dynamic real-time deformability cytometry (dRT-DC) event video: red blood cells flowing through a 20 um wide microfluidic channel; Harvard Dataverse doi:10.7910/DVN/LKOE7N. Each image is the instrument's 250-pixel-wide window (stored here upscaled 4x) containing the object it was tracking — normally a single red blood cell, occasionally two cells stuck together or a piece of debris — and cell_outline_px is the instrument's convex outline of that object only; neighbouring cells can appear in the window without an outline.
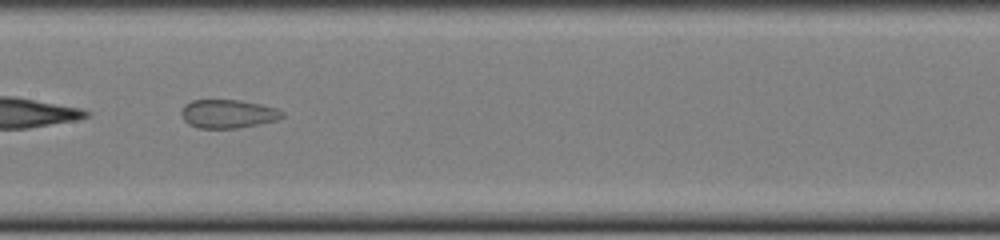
{"species": "common noctule bat (a hibernating species)", "species_latin": "Nyctalus noctula", "temperature_condition": "cold", "stored_images_in_passage": 35, "camera_frame_rate_fps": 3000, "um_per_image_px": 0.085, "animal": {"sex": "female", "body_mass_g": 22.0, "forearm_length_mm": 56.7}, "frame": {"image": 1, "passage_image": 11, "time_ms": 3.333, "image_size_px": [1000, 240], "cell_outline_px": [[284, 116], [276, 120], [236, 128], [196, 128], [188, 124], [184, 120], [180, 112], [184, 104], [192, 100], [240, 100], [260, 104], [276, 108], [284, 112]], "centroid_in_image_um": [19.34, 9.67], "position_along_channel_um": 188.1, "area_um2": 16.76}}